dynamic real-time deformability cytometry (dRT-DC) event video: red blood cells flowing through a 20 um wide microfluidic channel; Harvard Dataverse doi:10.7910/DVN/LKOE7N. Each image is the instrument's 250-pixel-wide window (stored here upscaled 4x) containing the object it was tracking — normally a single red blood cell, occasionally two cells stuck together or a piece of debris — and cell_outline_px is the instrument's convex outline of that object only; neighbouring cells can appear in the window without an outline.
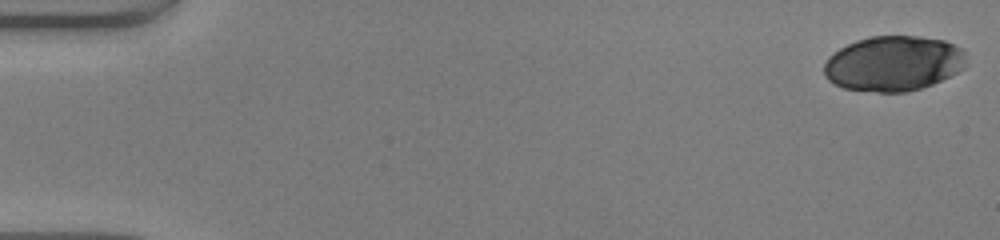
{"species": "human", "species_latin": "Homo sapiens", "temperature_condition": "warm", "stored_images_in_passage": 50, "camera_frame_rate_fps": 3000, "um_per_image_px": 0.085, "donor": {"sex": "male"}, "frame": {"image": 1, "passage_image": 1, "time_ms": 0.0, "image_size_px": [1000, 240], "cell_outline_px": [[964, 68], [932, 84], [920, 88], [904, 92], [876, 92], [844, 88], [828, 80], [824, 76], [824, 64], [828, 56], [840, 48], [856, 40], [868, 36], [920, 36], [944, 40], [960, 48], [964, 52]], "centroid_in_image_um": [75.9, 5.39], "position_along_channel_um": 9.1, "area_um2": 45.55}}
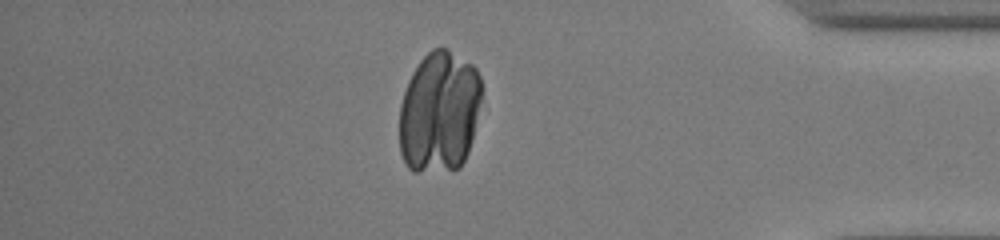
{"frame": {"image": 2, "passage_image": 43, "time_ms": 14.0, "image_size_px": [1000, 240], "cell_outline_px": [[480, 100], [472, 136], [468, 152], [460, 168], [416, 172], [412, 172], [408, 168], [400, 152], [400, 104], [408, 80], [412, 72], [420, 60], [432, 48], [448, 48], [472, 64], [476, 68], [480, 76]], "centroid_in_image_um": [37.31, 9.5], "position_along_channel_um": 397.9, "area_um2": 58.15}}
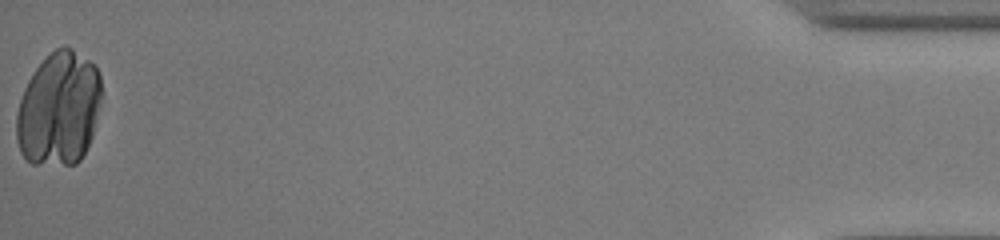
{"frame": {"image": 3, "passage_image": 50, "time_ms": 16.333, "image_size_px": [1000, 240], "cell_outline_px": [[104, 100], [92, 136], [80, 160], [76, 164], [32, 164], [20, 152], [16, 140], [16, 116], [20, 100], [24, 88], [32, 72], [56, 48], [64, 44], [72, 48], [88, 60], [96, 68], [100, 76], [104, 96]], "centroid_in_image_um": [5.03, 9.25], "position_along_channel_um": 430.2, "area_um2": 57.11}}